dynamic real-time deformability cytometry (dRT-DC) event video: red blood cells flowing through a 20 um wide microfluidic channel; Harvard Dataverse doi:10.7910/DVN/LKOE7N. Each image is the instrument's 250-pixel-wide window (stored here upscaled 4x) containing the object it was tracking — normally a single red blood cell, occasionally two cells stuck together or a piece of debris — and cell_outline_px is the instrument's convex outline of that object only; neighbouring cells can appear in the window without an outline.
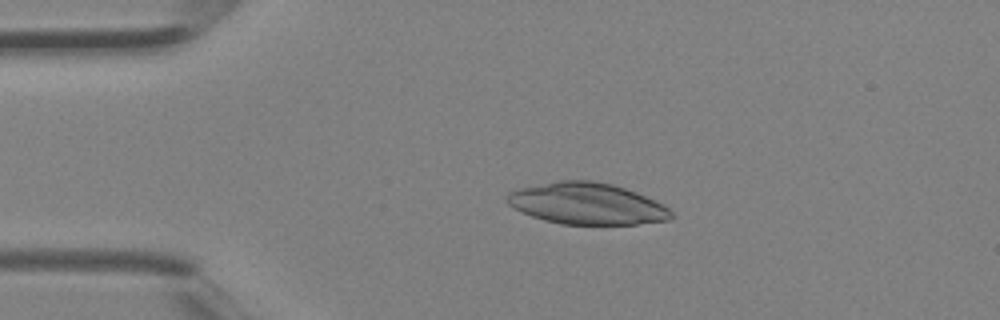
{"species": "Egyptian fruit bat (a non-hibernating species)", "species_latin": "Rousettus aegyptiacus", "temperature_condition": "room temperature", "stored_images_in_passage": 3, "camera_frame_rate_fps": 3000, "um_per_image_px": 0.085, "animal": {"sex": "female"}, "frame": {"image": 1, "passage_image": 2, "time_ms": 0.333, "image_size_px": [1000, 320], "cell_outline_px": [[672, 220], [636, 224], [560, 224], [544, 220], [532, 216], [508, 204], [508, 192], [516, 188], [560, 180], [592, 180], [612, 184], [636, 192], [656, 200], [664, 204], [672, 212]], "centroid_in_image_um": [49.92, 17.3], "position_along_channel_um": 35.1, "area_um2": 39.71}}